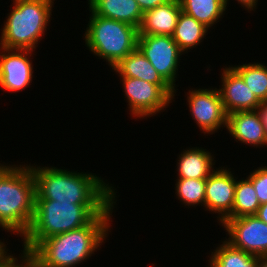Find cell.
<instances>
[{
	"mask_svg": "<svg viewBox=\"0 0 267 267\" xmlns=\"http://www.w3.org/2000/svg\"><path fill=\"white\" fill-rule=\"evenodd\" d=\"M116 202L86 226L42 240L27 255V267H76L89 260L111 231Z\"/></svg>",
	"mask_w": 267,
	"mask_h": 267,
	"instance_id": "cell-1",
	"label": "cell"
},
{
	"mask_svg": "<svg viewBox=\"0 0 267 267\" xmlns=\"http://www.w3.org/2000/svg\"><path fill=\"white\" fill-rule=\"evenodd\" d=\"M36 182L35 200H54L78 205H112L115 187L88 172L30 165Z\"/></svg>",
	"mask_w": 267,
	"mask_h": 267,
	"instance_id": "cell-2",
	"label": "cell"
},
{
	"mask_svg": "<svg viewBox=\"0 0 267 267\" xmlns=\"http://www.w3.org/2000/svg\"><path fill=\"white\" fill-rule=\"evenodd\" d=\"M111 205H78L54 200H35L34 216L23 239L27 255L44 239L86 226Z\"/></svg>",
	"mask_w": 267,
	"mask_h": 267,
	"instance_id": "cell-3",
	"label": "cell"
},
{
	"mask_svg": "<svg viewBox=\"0 0 267 267\" xmlns=\"http://www.w3.org/2000/svg\"><path fill=\"white\" fill-rule=\"evenodd\" d=\"M35 197L30 164L9 165L0 176V228L23 237L33 220Z\"/></svg>",
	"mask_w": 267,
	"mask_h": 267,
	"instance_id": "cell-4",
	"label": "cell"
},
{
	"mask_svg": "<svg viewBox=\"0 0 267 267\" xmlns=\"http://www.w3.org/2000/svg\"><path fill=\"white\" fill-rule=\"evenodd\" d=\"M54 1H13L12 10L7 14V19H5L3 29L0 32V47L7 49H36L51 22L50 17Z\"/></svg>",
	"mask_w": 267,
	"mask_h": 267,
	"instance_id": "cell-5",
	"label": "cell"
},
{
	"mask_svg": "<svg viewBox=\"0 0 267 267\" xmlns=\"http://www.w3.org/2000/svg\"><path fill=\"white\" fill-rule=\"evenodd\" d=\"M91 14L84 33L87 49L113 68L137 48L138 28L124 22Z\"/></svg>",
	"mask_w": 267,
	"mask_h": 267,
	"instance_id": "cell-6",
	"label": "cell"
},
{
	"mask_svg": "<svg viewBox=\"0 0 267 267\" xmlns=\"http://www.w3.org/2000/svg\"><path fill=\"white\" fill-rule=\"evenodd\" d=\"M137 48L149 60L162 79L175 91L180 57L184 53L172 36L138 34ZM176 78V79H175Z\"/></svg>",
	"mask_w": 267,
	"mask_h": 267,
	"instance_id": "cell-7",
	"label": "cell"
},
{
	"mask_svg": "<svg viewBox=\"0 0 267 267\" xmlns=\"http://www.w3.org/2000/svg\"><path fill=\"white\" fill-rule=\"evenodd\" d=\"M120 77L130 116L147 119L164 112L172 98L157 84L138 78ZM165 108V109H164Z\"/></svg>",
	"mask_w": 267,
	"mask_h": 267,
	"instance_id": "cell-8",
	"label": "cell"
},
{
	"mask_svg": "<svg viewBox=\"0 0 267 267\" xmlns=\"http://www.w3.org/2000/svg\"><path fill=\"white\" fill-rule=\"evenodd\" d=\"M212 88H192L185 93L190 115L204 135L214 134L227 125L228 114L224 109L220 92L217 88Z\"/></svg>",
	"mask_w": 267,
	"mask_h": 267,
	"instance_id": "cell-9",
	"label": "cell"
},
{
	"mask_svg": "<svg viewBox=\"0 0 267 267\" xmlns=\"http://www.w3.org/2000/svg\"><path fill=\"white\" fill-rule=\"evenodd\" d=\"M225 240L233 247L258 257H267V224L255 215L224 219Z\"/></svg>",
	"mask_w": 267,
	"mask_h": 267,
	"instance_id": "cell-10",
	"label": "cell"
},
{
	"mask_svg": "<svg viewBox=\"0 0 267 267\" xmlns=\"http://www.w3.org/2000/svg\"><path fill=\"white\" fill-rule=\"evenodd\" d=\"M35 50L0 47V87L8 92L28 88L33 79L31 56Z\"/></svg>",
	"mask_w": 267,
	"mask_h": 267,
	"instance_id": "cell-11",
	"label": "cell"
},
{
	"mask_svg": "<svg viewBox=\"0 0 267 267\" xmlns=\"http://www.w3.org/2000/svg\"><path fill=\"white\" fill-rule=\"evenodd\" d=\"M231 168H216L206 179L205 211L217 213L219 224L232 212L235 186L238 176L235 177Z\"/></svg>",
	"mask_w": 267,
	"mask_h": 267,
	"instance_id": "cell-12",
	"label": "cell"
},
{
	"mask_svg": "<svg viewBox=\"0 0 267 267\" xmlns=\"http://www.w3.org/2000/svg\"><path fill=\"white\" fill-rule=\"evenodd\" d=\"M221 70L220 82L222 85L219 86L218 90L226 113L231 114L238 111L256 110L262 102L249 89L242 77L231 65Z\"/></svg>",
	"mask_w": 267,
	"mask_h": 267,
	"instance_id": "cell-13",
	"label": "cell"
},
{
	"mask_svg": "<svg viewBox=\"0 0 267 267\" xmlns=\"http://www.w3.org/2000/svg\"><path fill=\"white\" fill-rule=\"evenodd\" d=\"M226 129L236 142L254 148L267 147V136L257 110L228 114Z\"/></svg>",
	"mask_w": 267,
	"mask_h": 267,
	"instance_id": "cell-14",
	"label": "cell"
},
{
	"mask_svg": "<svg viewBox=\"0 0 267 267\" xmlns=\"http://www.w3.org/2000/svg\"><path fill=\"white\" fill-rule=\"evenodd\" d=\"M182 12L179 0H170L166 4L143 13L138 34L172 36L177 20Z\"/></svg>",
	"mask_w": 267,
	"mask_h": 267,
	"instance_id": "cell-15",
	"label": "cell"
},
{
	"mask_svg": "<svg viewBox=\"0 0 267 267\" xmlns=\"http://www.w3.org/2000/svg\"><path fill=\"white\" fill-rule=\"evenodd\" d=\"M118 76L138 78L159 85L172 99L175 91L162 79L143 53L136 48L112 68Z\"/></svg>",
	"mask_w": 267,
	"mask_h": 267,
	"instance_id": "cell-16",
	"label": "cell"
},
{
	"mask_svg": "<svg viewBox=\"0 0 267 267\" xmlns=\"http://www.w3.org/2000/svg\"><path fill=\"white\" fill-rule=\"evenodd\" d=\"M186 149L179 154L177 159V178L207 179L215 170L216 160L212 152L201 147Z\"/></svg>",
	"mask_w": 267,
	"mask_h": 267,
	"instance_id": "cell-17",
	"label": "cell"
},
{
	"mask_svg": "<svg viewBox=\"0 0 267 267\" xmlns=\"http://www.w3.org/2000/svg\"><path fill=\"white\" fill-rule=\"evenodd\" d=\"M88 7L98 16L139 28L143 12L136 0H88Z\"/></svg>",
	"mask_w": 267,
	"mask_h": 267,
	"instance_id": "cell-18",
	"label": "cell"
},
{
	"mask_svg": "<svg viewBox=\"0 0 267 267\" xmlns=\"http://www.w3.org/2000/svg\"><path fill=\"white\" fill-rule=\"evenodd\" d=\"M208 30L206 26L182 11L178 17L172 37L178 44L179 49L183 53H188L190 49L193 50V48H197L198 45L200 46Z\"/></svg>",
	"mask_w": 267,
	"mask_h": 267,
	"instance_id": "cell-19",
	"label": "cell"
},
{
	"mask_svg": "<svg viewBox=\"0 0 267 267\" xmlns=\"http://www.w3.org/2000/svg\"><path fill=\"white\" fill-rule=\"evenodd\" d=\"M182 11L192 16L209 30L226 13L225 0H179Z\"/></svg>",
	"mask_w": 267,
	"mask_h": 267,
	"instance_id": "cell-20",
	"label": "cell"
},
{
	"mask_svg": "<svg viewBox=\"0 0 267 267\" xmlns=\"http://www.w3.org/2000/svg\"><path fill=\"white\" fill-rule=\"evenodd\" d=\"M211 251L208 265L210 267H257L258 256L233 247L226 240ZM206 266V267H209Z\"/></svg>",
	"mask_w": 267,
	"mask_h": 267,
	"instance_id": "cell-21",
	"label": "cell"
},
{
	"mask_svg": "<svg viewBox=\"0 0 267 267\" xmlns=\"http://www.w3.org/2000/svg\"><path fill=\"white\" fill-rule=\"evenodd\" d=\"M260 207L252 182L246 177L236 181L232 212L225 219L255 215Z\"/></svg>",
	"mask_w": 267,
	"mask_h": 267,
	"instance_id": "cell-22",
	"label": "cell"
},
{
	"mask_svg": "<svg viewBox=\"0 0 267 267\" xmlns=\"http://www.w3.org/2000/svg\"><path fill=\"white\" fill-rule=\"evenodd\" d=\"M261 102L267 101V66L264 63H243L231 66Z\"/></svg>",
	"mask_w": 267,
	"mask_h": 267,
	"instance_id": "cell-23",
	"label": "cell"
},
{
	"mask_svg": "<svg viewBox=\"0 0 267 267\" xmlns=\"http://www.w3.org/2000/svg\"><path fill=\"white\" fill-rule=\"evenodd\" d=\"M175 183V194L184 206H205L206 179L177 178Z\"/></svg>",
	"mask_w": 267,
	"mask_h": 267,
	"instance_id": "cell-24",
	"label": "cell"
},
{
	"mask_svg": "<svg viewBox=\"0 0 267 267\" xmlns=\"http://www.w3.org/2000/svg\"><path fill=\"white\" fill-rule=\"evenodd\" d=\"M247 176L254 186L260 205L267 203V166L257 167Z\"/></svg>",
	"mask_w": 267,
	"mask_h": 267,
	"instance_id": "cell-25",
	"label": "cell"
},
{
	"mask_svg": "<svg viewBox=\"0 0 267 267\" xmlns=\"http://www.w3.org/2000/svg\"><path fill=\"white\" fill-rule=\"evenodd\" d=\"M8 251L6 244L0 248V267H27V254L25 252L21 250L22 254L19 257L21 260L19 261L18 257L11 255Z\"/></svg>",
	"mask_w": 267,
	"mask_h": 267,
	"instance_id": "cell-26",
	"label": "cell"
},
{
	"mask_svg": "<svg viewBox=\"0 0 267 267\" xmlns=\"http://www.w3.org/2000/svg\"><path fill=\"white\" fill-rule=\"evenodd\" d=\"M139 8L143 13L148 10L154 9L157 6L166 4L170 0H136Z\"/></svg>",
	"mask_w": 267,
	"mask_h": 267,
	"instance_id": "cell-27",
	"label": "cell"
},
{
	"mask_svg": "<svg viewBox=\"0 0 267 267\" xmlns=\"http://www.w3.org/2000/svg\"><path fill=\"white\" fill-rule=\"evenodd\" d=\"M240 4L247 12L255 11L257 7L258 0H235ZM230 0H225L226 6L229 4Z\"/></svg>",
	"mask_w": 267,
	"mask_h": 267,
	"instance_id": "cell-28",
	"label": "cell"
},
{
	"mask_svg": "<svg viewBox=\"0 0 267 267\" xmlns=\"http://www.w3.org/2000/svg\"><path fill=\"white\" fill-rule=\"evenodd\" d=\"M257 112L260 116L261 122L263 123L265 133L267 136V101L262 102L258 107H257Z\"/></svg>",
	"mask_w": 267,
	"mask_h": 267,
	"instance_id": "cell-29",
	"label": "cell"
},
{
	"mask_svg": "<svg viewBox=\"0 0 267 267\" xmlns=\"http://www.w3.org/2000/svg\"><path fill=\"white\" fill-rule=\"evenodd\" d=\"M255 216L267 224V203L260 205Z\"/></svg>",
	"mask_w": 267,
	"mask_h": 267,
	"instance_id": "cell-30",
	"label": "cell"
},
{
	"mask_svg": "<svg viewBox=\"0 0 267 267\" xmlns=\"http://www.w3.org/2000/svg\"><path fill=\"white\" fill-rule=\"evenodd\" d=\"M257 267H267V257H258Z\"/></svg>",
	"mask_w": 267,
	"mask_h": 267,
	"instance_id": "cell-31",
	"label": "cell"
},
{
	"mask_svg": "<svg viewBox=\"0 0 267 267\" xmlns=\"http://www.w3.org/2000/svg\"><path fill=\"white\" fill-rule=\"evenodd\" d=\"M8 165H10V164H1L0 163V176H1V174L9 167Z\"/></svg>",
	"mask_w": 267,
	"mask_h": 267,
	"instance_id": "cell-32",
	"label": "cell"
},
{
	"mask_svg": "<svg viewBox=\"0 0 267 267\" xmlns=\"http://www.w3.org/2000/svg\"><path fill=\"white\" fill-rule=\"evenodd\" d=\"M4 244H5V242H4V241L2 242V240H0V248H1Z\"/></svg>",
	"mask_w": 267,
	"mask_h": 267,
	"instance_id": "cell-33",
	"label": "cell"
}]
</instances>
